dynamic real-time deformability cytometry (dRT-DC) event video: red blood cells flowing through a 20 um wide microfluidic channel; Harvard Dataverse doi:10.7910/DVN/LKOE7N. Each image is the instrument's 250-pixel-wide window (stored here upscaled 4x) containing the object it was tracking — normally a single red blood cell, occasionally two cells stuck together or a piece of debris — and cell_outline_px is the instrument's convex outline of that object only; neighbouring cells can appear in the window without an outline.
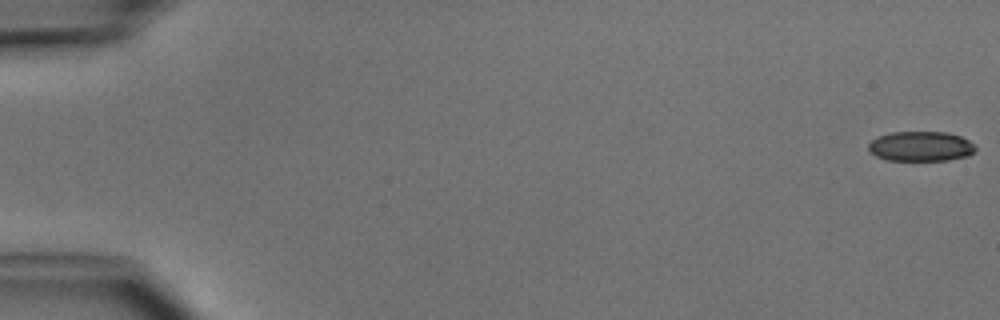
{"species": "common noctule bat (a hibernating species)", "species_latin": "Nyctalus noctula", "temperature_condition": "cold", "stored_images_in_passage": 5, "camera_frame_rate_fps": 3000, "um_per_image_px": 0.085, "animal": {"sex": "male", "body_mass_g": 15.6}, "frame": {"image": 1, "passage_image": 1, "time_ms": 0.0, "image_size_px": [1000, 320], "cell_outline_px": [[976, 148], [968, 156], [948, 160], [888, 160], [876, 156], [868, 152], [868, 144], [872, 140], [880, 136], [892, 132], [948, 132], [960, 136], [976, 144]], "centroid_in_image_um": [78.27, 12.44], "position_along_channel_um": 6.7, "area_um2": 18.67}}
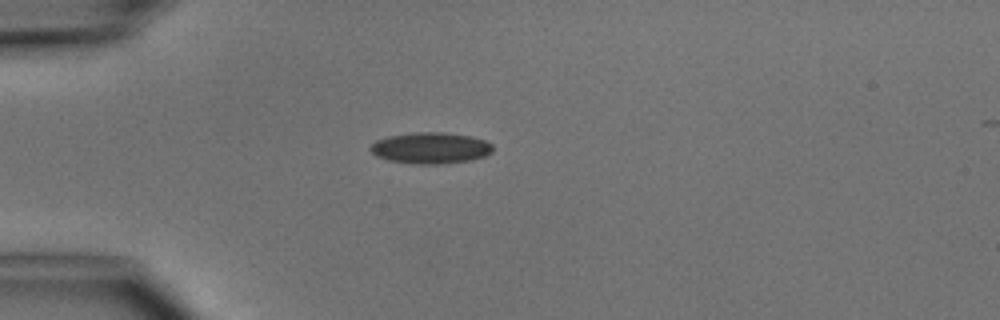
{"frame": {"image": 2, "passage_image": 4, "time_ms": 4.333, "image_size_px": [1000, 320], "cell_outline_px": [[492, 152], [484, 156], [472, 160], [440, 164], [412, 164], [388, 160], [376, 156], [368, 148], [376, 140], [388, 136], [416, 132], [444, 132], [472, 136], [484, 140], [492, 144]], "centroid_in_image_um": [36.59, 12.58], "position_along_channel_um": 48.4, "area_um2": 22.43}}